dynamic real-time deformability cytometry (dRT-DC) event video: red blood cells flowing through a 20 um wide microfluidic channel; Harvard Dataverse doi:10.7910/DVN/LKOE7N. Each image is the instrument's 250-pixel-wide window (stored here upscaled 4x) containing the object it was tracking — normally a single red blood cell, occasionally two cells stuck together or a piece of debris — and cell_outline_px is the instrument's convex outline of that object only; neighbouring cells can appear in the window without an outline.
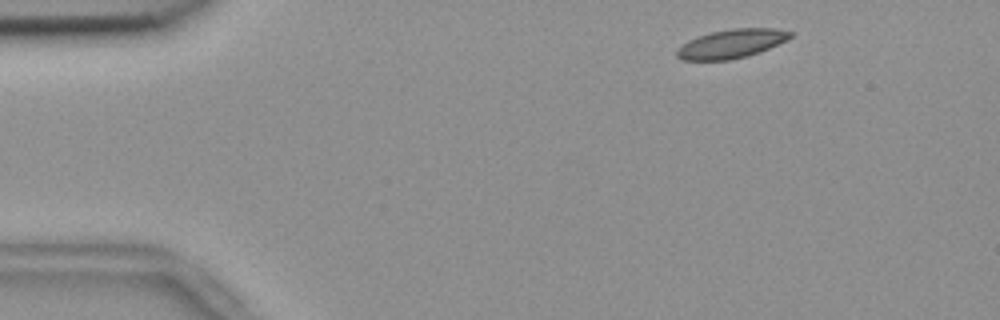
{"species": "common noctule bat (a hibernating species)", "species_latin": "Nyctalus noctula", "temperature_condition": "room temperature", "stored_images_in_passage": 51, "camera_frame_rate_fps": 3000, "um_per_image_px": 0.085, "animal": {"sex": "female", "body_mass_g": 18.4}, "frame": {"image": 1, "passage_image": 3, "time_ms": 0.667, "image_size_px": [1000, 320], "cell_outline_px": [[796, 32], [792, 36], [760, 52], [748, 56], [728, 60], [680, 60], [676, 56], [676, 48], [688, 40], [696, 36], [712, 32], [732, 28], [772, 28]], "centroid_in_image_um": [62.12, 3.71], "position_along_channel_um": 22.9, "area_um2": 19.13}}
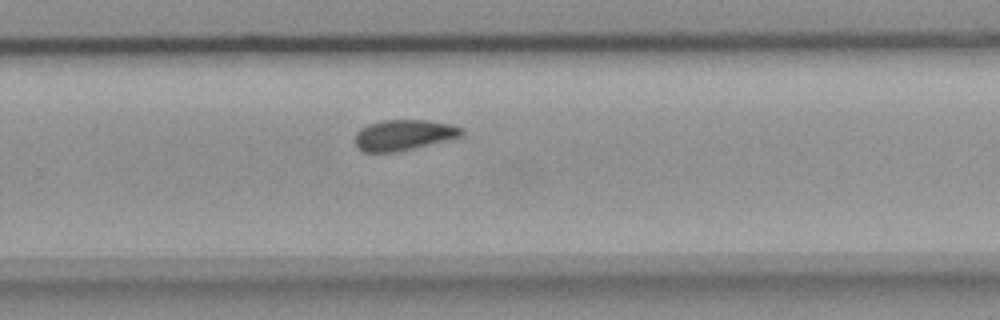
{"frame": {"image": 2, "passage_image": 32, "time_ms": 10.333, "image_size_px": [1000, 320], "cell_outline_px": [[464, 136], [456, 140], [396, 152], [364, 152], [356, 144], [356, 132], [360, 128], [368, 124], [384, 120], [428, 120], [452, 124], [460, 128], [464, 132]], "centroid_in_image_um": [34.41, 11.48], "position_along_channel_um": 295.4, "area_um2": 19.48}}
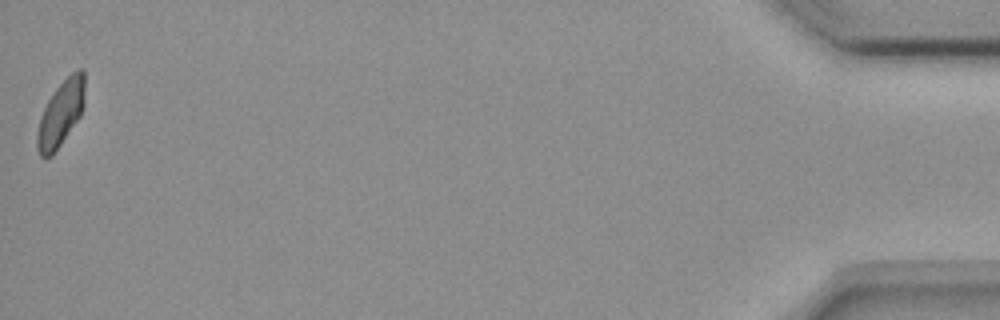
{"frame": {"image": 3, "passage_image": 51, "time_ms": 16.667, "image_size_px": [1000, 320], "cell_outline_px": [[84, 104], [80, 116], [52, 156], [40, 156], [36, 148], [36, 136], [40, 116], [48, 100], [56, 88], [72, 72], [80, 68], [84, 68]], "centroid_in_image_um": [5.16, 9.64], "position_along_channel_um": 430.0, "area_um2": 18.03}, "authors_computed_cell_mechanics": {"area_um2": 19.1896, "velocity_mm_per_s": 3.6303, "shape_relaxation_time_tau1_ms": 7.6351, "shape_relaxation_time_tau2_ms": 4.6685, "deformation_change_tau1": 0.112, "deformation_change_tau2": 0.0793}}